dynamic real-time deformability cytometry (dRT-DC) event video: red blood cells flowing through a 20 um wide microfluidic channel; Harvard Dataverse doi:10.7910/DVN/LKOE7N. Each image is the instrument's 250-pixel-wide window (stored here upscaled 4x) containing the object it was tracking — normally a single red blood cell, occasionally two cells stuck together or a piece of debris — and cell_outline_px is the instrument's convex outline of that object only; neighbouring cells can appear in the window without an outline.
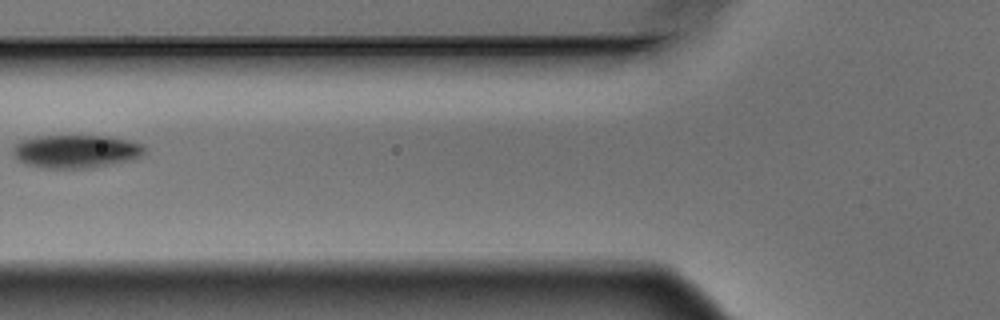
{"species": "Egyptian fruit bat (a non-hibernating species)", "species_latin": "Rousettus aegyptiacus", "temperature_condition": "warm", "stored_images_in_passage": 3, "camera_frame_rate_fps": 3000, "um_per_image_px": 0.085, "animal": {"sex": "male"}, "frame": {"image": 1, "passage_image": 3, "time_ms": 0.667, "image_size_px": [1000, 320], "cell_outline_px": [[148, 148], [136, 160], [92, 168], [44, 168], [24, 164], [12, 156], [12, 148], [20, 140], [36, 136], [108, 136], [144, 144]], "centroid_in_image_um": [6.47, 12.87], "position_along_channel_um": 119.3, "area_um2": 25.95}}